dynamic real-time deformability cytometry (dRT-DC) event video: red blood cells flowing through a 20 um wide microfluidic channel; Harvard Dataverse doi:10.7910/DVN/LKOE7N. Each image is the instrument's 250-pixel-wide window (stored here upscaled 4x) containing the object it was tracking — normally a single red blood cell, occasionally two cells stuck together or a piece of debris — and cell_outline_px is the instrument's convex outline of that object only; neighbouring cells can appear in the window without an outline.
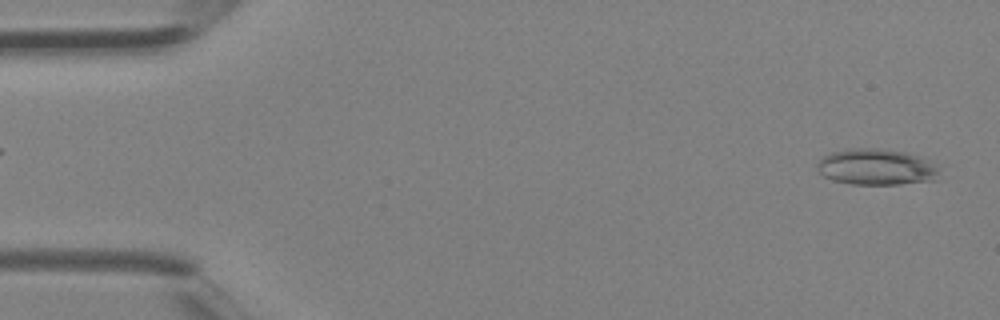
{"species": "Egyptian fruit bat (a non-hibernating species)", "species_latin": "Rousettus aegyptiacus", "temperature_condition": "room temperature", "stored_images_in_passage": 3, "camera_frame_rate_fps": 3000, "um_per_image_px": 0.085, "animal": {"sex": "female"}, "frame": {"image": 1, "passage_image": 3, "time_ms": 0.667, "image_size_px": [1000, 320], "cell_outline_px": [[936, 180], [900, 184], [852, 184], [832, 180], [824, 176], [816, 168], [820, 160], [824, 156], [832, 152], [848, 148], [880, 148], [904, 152], [928, 160], [936, 168]], "centroid_in_image_um": [74.44, 14.19], "position_along_channel_um": 10.6, "area_um2": 25.37}}